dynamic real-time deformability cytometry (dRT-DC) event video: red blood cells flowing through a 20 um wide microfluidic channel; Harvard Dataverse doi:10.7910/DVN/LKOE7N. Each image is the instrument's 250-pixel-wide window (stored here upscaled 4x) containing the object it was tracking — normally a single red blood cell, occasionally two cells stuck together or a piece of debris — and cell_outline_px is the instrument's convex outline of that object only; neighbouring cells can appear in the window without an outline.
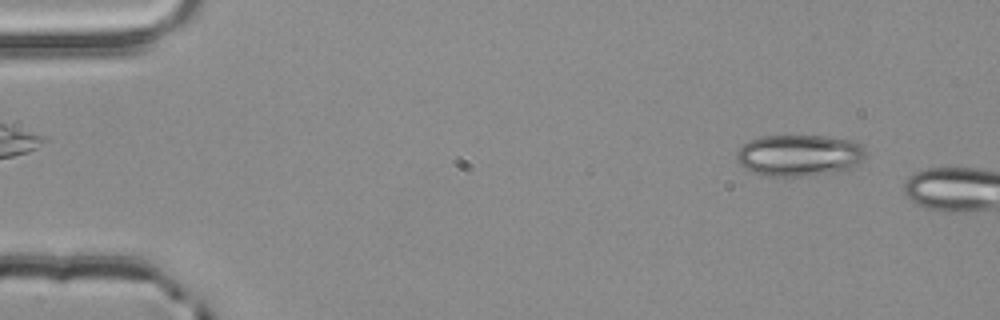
{"species": "common noctule bat (a hibernating species)", "species_latin": "Nyctalus noctula", "temperature_condition": "room temperature", "stored_images_in_passage": 8, "camera_frame_rate_fps": 3000, "um_per_image_px": 0.085, "animal": {"sex": "male", "body_mass_g": 20.4}, "frame": {"image": 1, "passage_image": 5, "time_ms": 1.333, "image_size_px": [1000, 320], "cell_outline_px": [[864, 156], [856, 164], [848, 168], [832, 172], [800, 176], [772, 176], [752, 172], [744, 168], [736, 160], [736, 152], [748, 140], [760, 136], [824, 136], [852, 140], [860, 144], [864, 148]], "centroid_in_image_um": [67.87, 13.19], "position_along_channel_um": 17.1, "area_um2": 30.92}}